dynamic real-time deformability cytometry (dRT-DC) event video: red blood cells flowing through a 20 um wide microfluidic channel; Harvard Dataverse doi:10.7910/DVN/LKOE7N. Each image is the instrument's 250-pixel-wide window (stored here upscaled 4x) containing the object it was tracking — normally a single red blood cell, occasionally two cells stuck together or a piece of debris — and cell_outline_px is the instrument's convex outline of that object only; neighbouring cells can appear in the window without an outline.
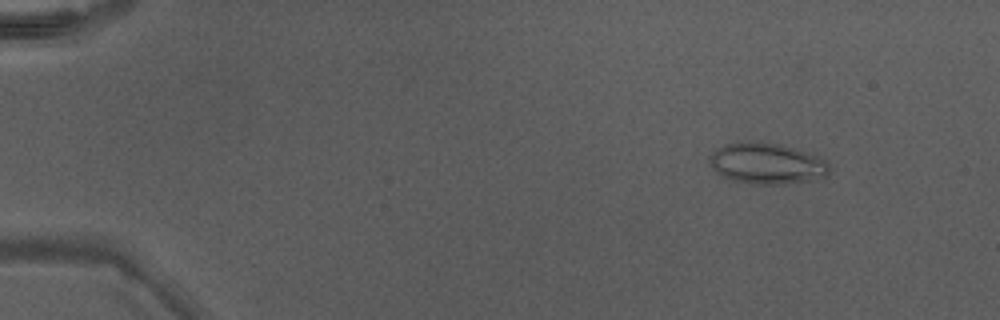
{"species": "Egyptian fruit bat (a non-hibernating species)", "species_latin": "Rousettus aegyptiacus", "temperature_condition": "warm", "stored_images_in_passage": 44, "camera_frame_rate_fps": 3000, "um_per_image_px": 0.085, "animal": {"sex": "male"}, "frame": {"image": 1, "passage_image": 1, "time_ms": 0.0, "image_size_px": [1000, 320], "cell_outline_px": [[828, 172], [820, 180], [780, 184], [756, 184], [732, 180], [720, 176], [712, 168], [712, 152], [724, 144], [744, 140], [756, 140], [776, 144], [792, 148], [816, 156], [824, 160], [828, 164]], "centroid_in_image_um": [65.16, 13.9], "position_along_channel_um": 19.8, "area_um2": 28.55}}
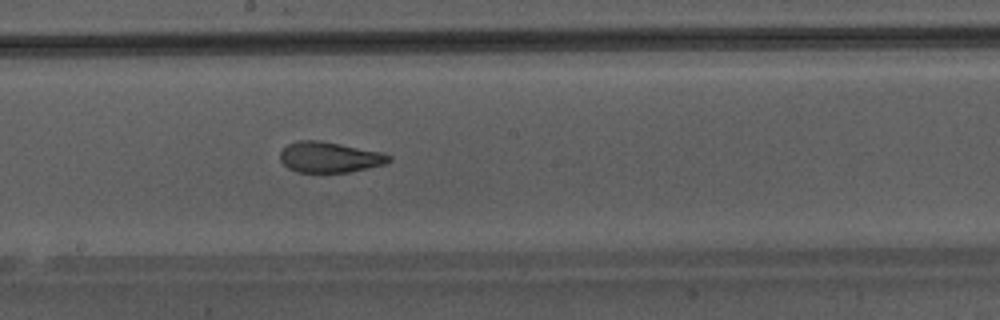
{"frame": {"image": 2, "passage_image": 23, "time_ms": 7.333, "image_size_px": [1000, 320], "cell_outline_px": [[392, 160], [384, 164], [348, 172], [296, 172], [288, 168], [280, 160], [280, 152], [288, 144], [296, 140], [320, 140], [384, 152], [392, 156]], "centroid_in_image_um": [28.02, 13.35], "position_along_channel_um": 220.2, "area_um2": 19.54}}
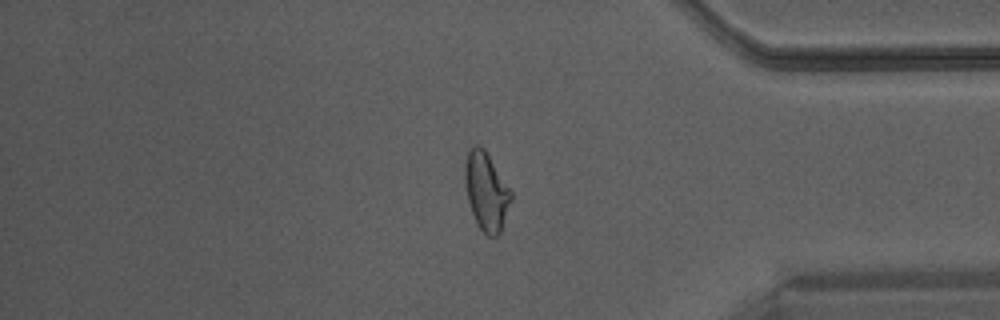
{"frame": {"image": 3, "passage_image": 36, "time_ms": 11.667, "image_size_px": [1000, 320], "cell_outline_px": [[512, 196], [500, 232], [496, 236], [488, 236], [476, 224], [468, 200], [464, 180], [464, 164], [468, 152], [472, 144], [480, 144], [484, 148], [512, 192]], "centroid_in_image_um": [41.3, 16.22], "position_along_channel_um": 393.9, "area_um2": 20.87}}